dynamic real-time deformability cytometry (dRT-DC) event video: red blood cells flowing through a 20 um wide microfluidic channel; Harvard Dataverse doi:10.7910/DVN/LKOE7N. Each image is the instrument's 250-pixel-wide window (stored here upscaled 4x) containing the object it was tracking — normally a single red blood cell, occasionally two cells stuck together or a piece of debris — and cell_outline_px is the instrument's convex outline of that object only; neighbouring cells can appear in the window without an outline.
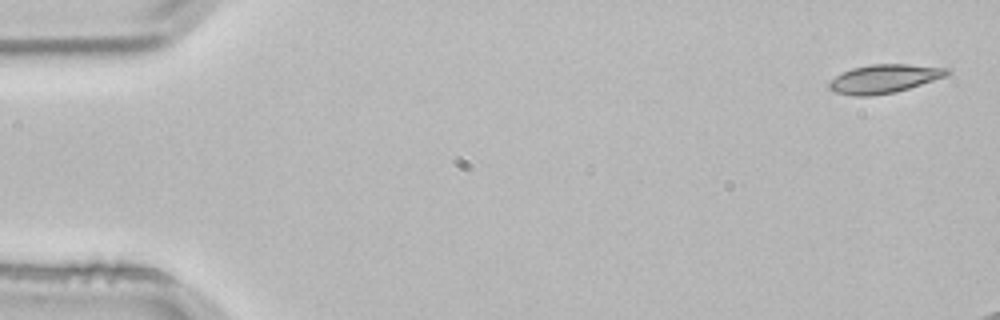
{"species": "common noctule bat (a hibernating species)", "species_latin": "Nyctalus noctula", "temperature_condition": "room temperature", "stored_images_in_passage": 3, "camera_frame_rate_fps": 3000, "um_per_image_px": 0.085, "animal": {"sex": "male", "body_mass_g": 21.5, "forearm_length_mm": 52.0}, "frame": {"image": 1, "passage_image": 1, "time_ms": 0.0, "image_size_px": [1000, 320], "cell_outline_px": [[952, 72], [944, 76], [896, 92], [872, 96], [852, 96], [836, 92], [828, 88], [828, 84], [836, 76], [852, 68], [872, 64], [908, 64], [948, 68]], "centroid_in_image_um": [75.13, 6.69], "position_along_channel_um": 9.9, "area_um2": 19.42}}